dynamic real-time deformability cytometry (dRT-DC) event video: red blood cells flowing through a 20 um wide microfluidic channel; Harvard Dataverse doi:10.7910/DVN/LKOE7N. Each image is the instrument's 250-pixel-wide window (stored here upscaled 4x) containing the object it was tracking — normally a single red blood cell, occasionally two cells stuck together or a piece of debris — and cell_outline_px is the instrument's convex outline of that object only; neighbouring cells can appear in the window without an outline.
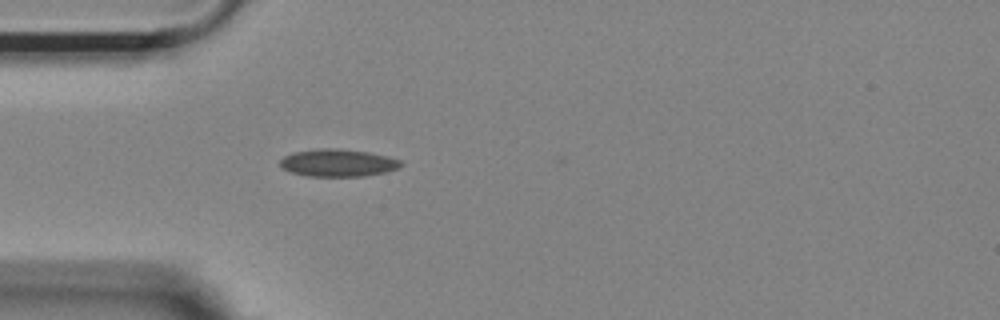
{"species": "Egyptian fruit bat (a non-hibernating species)", "species_latin": "Rousettus aegyptiacus", "temperature_condition": "room temperature", "stored_images_in_passage": 39, "camera_frame_rate_fps": 3000, "um_per_image_px": 0.085, "animal": {"sex": "female"}, "frame": {"image": 1, "passage_image": 1, "time_ms": 0.0, "image_size_px": [1000, 320], "cell_outline_px": [[404, 164], [400, 168], [388, 172], [364, 176], [304, 176], [292, 172], [284, 168], [280, 164], [280, 160], [284, 156], [292, 152], [320, 148], [336, 148], [368, 152], [400, 160]], "centroid_in_image_um": [28.74, 13.84], "position_along_channel_um": 56.3, "area_um2": 19.36}}
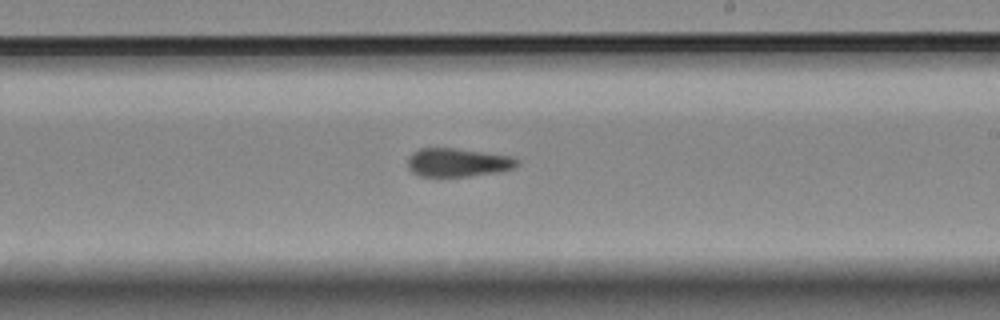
{"frame": {"image": 2, "passage_image": 17, "time_ms": 5.333, "image_size_px": [1000, 320], "cell_outline_px": [[520, 164], [512, 168], [496, 172], [468, 176], [420, 176], [412, 172], [408, 168], [408, 156], [412, 152], [420, 148], [456, 148], [516, 156], [520, 160]], "centroid_in_image_um": [38.94, 13.79], "position_along_channel_um": 250.1, "area_um2": 18.38}}
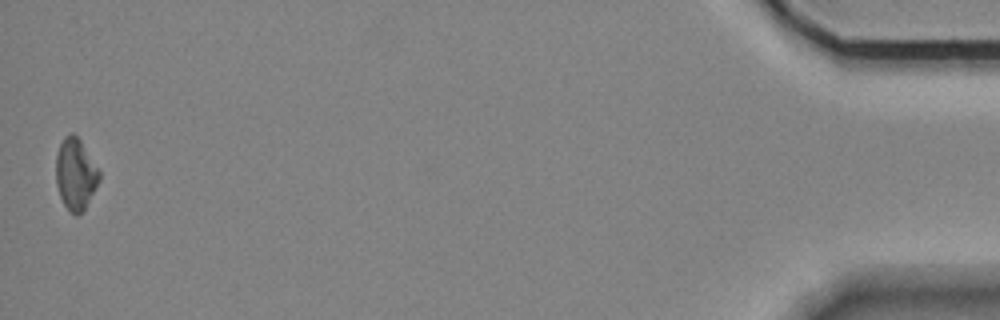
{"frame": {"image": 3, "passage_image": 39, "time_ms": 12.667, "image_size_px": [1000, 320], "cell_outline_px": [[100, 180], [84, 208], [76, 216], [64, 204], [60, 196], [56, 184], [56, 152], [64, 136], [72, 132], [80, 140], [100, 172]], "centroid_in_image_um": [6.4, 14.77], "position_along_channel_um": 428.8, "area_um2": 17.69}, "authors_computed_cell_mechanics": {"area_um2": 18.6694, "velocity_mm_per_s": 3.6923, "shape_relaxation_time_tau1_ms": null, "shape_relaxation_time_tau2_ms": 3.0077, "deformation_change_tau1": null, "deformation_change_tau2": 0.0854}}